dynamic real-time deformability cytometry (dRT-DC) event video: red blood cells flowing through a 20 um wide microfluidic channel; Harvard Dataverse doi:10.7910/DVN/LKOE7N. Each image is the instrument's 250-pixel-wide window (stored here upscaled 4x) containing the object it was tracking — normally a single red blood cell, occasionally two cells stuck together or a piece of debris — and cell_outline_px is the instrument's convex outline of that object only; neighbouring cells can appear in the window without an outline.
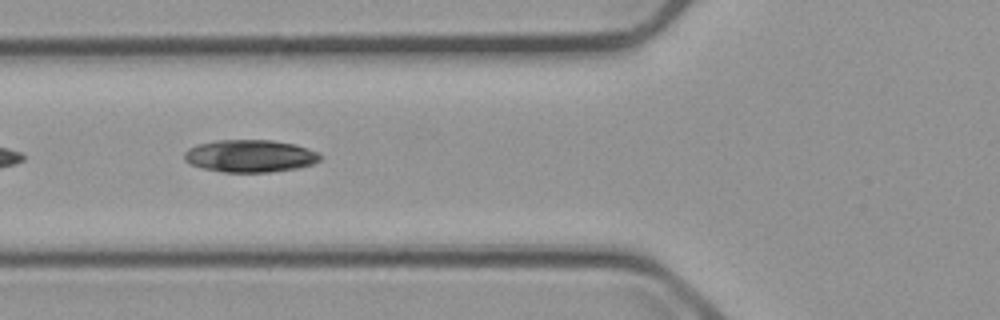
{"species": "common noctule bat (a hibernating species)", "species_latin": "Nyctalus noctula", "temperature_condition": "cold", "stored_images_in_passage": 5, "camera_frame_rate_fps": 3000, "um_per_image_px": 0.085, "animal": {"sex": "male", "body_mass_g": 23.1, "forearm_length_mm": 52.7}, "frame": {"image": 1, "passage_image": 4, "time_ms": 5.0, "image_size_px": [1000, 320], "cell_outline_px": [[320, 160], [312, 164], [300, 168], [272, 172], [224, 172], [204, 168], [192, 164], [184, 160], [184, 152], [188, 148], [196, 144], [216, 140], [272, 140], [292, 144], [316, 152], [320, 156]], "centroid_in_image_um": [21.22, 13.26], "position_along_channel_um": 104.6, "area_um2": 25.55}}
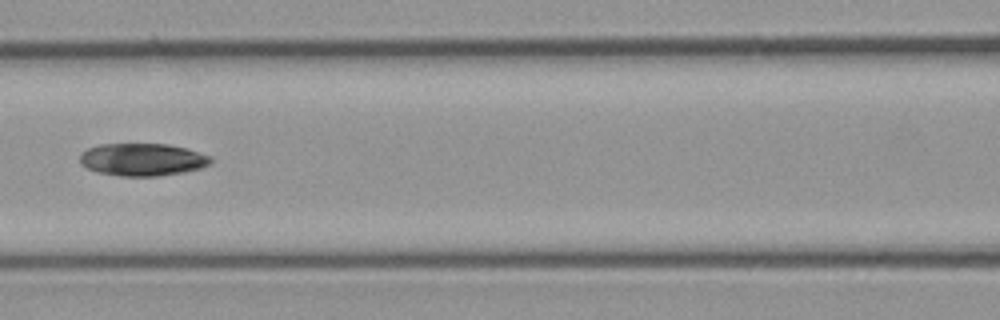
{"frame": {"image": 2, "passage_image": 5, "time_ms": 6.333, "image_size_px": [1000, 320], "cell_outline_px": [[212, 164], [200, 168], [184, 172], [156, 176], [120, 176], [96, 172], [88, 168], [80, 160], [80, 156], [88, 148], [100, 144], [168, 144], [188, 148], [212, 156]], "centroid_in_image_um": [12.17, 13.56], "position_along_channel_um": 154.4, "area_um2": 24.85}}